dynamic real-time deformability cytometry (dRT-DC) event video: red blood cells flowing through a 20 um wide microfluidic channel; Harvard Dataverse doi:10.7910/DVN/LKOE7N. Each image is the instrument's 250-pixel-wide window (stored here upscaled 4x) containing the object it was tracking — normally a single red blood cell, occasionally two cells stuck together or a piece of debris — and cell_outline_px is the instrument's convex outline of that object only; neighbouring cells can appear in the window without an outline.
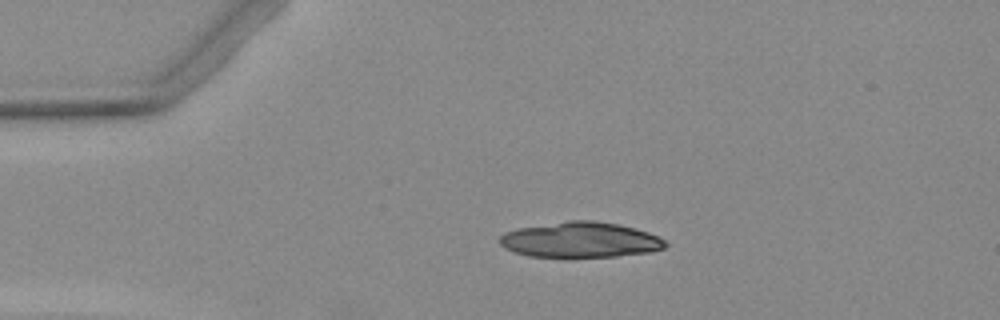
{"species": "Egyptian fruit bat (a non-hibernating species)", "species_latin": "Rousettus aegyptiacus", "temperature_condition": "warm", "stored_images_in_passage": 2, "camera_frame_rate_fps": 3000, "um_per_image_px": 0.085, "animal": {"sex": "female"}, "frame": {"image": 1, "passage_image": 1, "time_ms": 0.0, "image_size_px": [1000, 320], "cell_outline_px": [[668, 244], [664, 248], [648, 252], [616, 256], [528, 256], [512, 252], [504, 248], [500, 244], [500, 236], [504, 232], [516, 228], [568, 220], [596, 220], [620, 224], [636, 228], [648, 232], [664, 240]], "centroid_in_image_um": [49.3, 20.36], "position_along_channel_um": 35.7, "area_um2": 34.22}}